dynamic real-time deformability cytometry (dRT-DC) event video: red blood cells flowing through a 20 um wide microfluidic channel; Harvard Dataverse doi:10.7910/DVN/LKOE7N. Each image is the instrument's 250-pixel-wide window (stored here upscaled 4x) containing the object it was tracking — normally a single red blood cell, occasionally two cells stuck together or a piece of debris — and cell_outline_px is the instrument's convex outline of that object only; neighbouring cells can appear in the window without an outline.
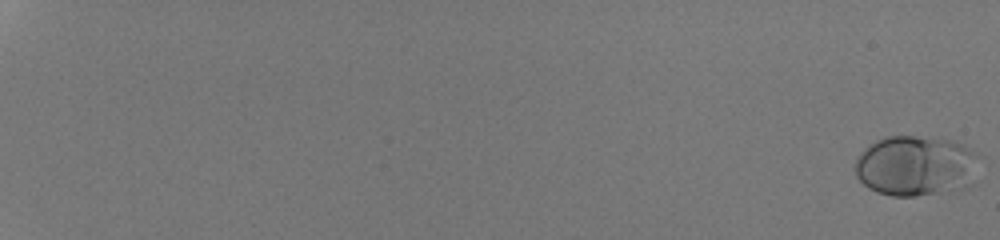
{"species": "human", "species_latin": "Homo sapiens", "temperature_condition": "room temperature", "stored_images_in_passage": 55, "camera_frame_rate_fps": 3000, "um_per_image_px": 0.085, "donor": {"sex": "male"}, "frame": {"image": 1, "passage_image": 1, "time_ms": 0.0, "image_size_px": [1000, 240], "cell_outline_px": [[984, 156], [968, 184], [960, 188], [916, 196], [892, 196], [876, 192], [868, 188], [856, 176], [856, 160], [860, 152], [868, 144], [876, 140], [888, 136], [916, 136], [952, 140], [964, 144], [980, 152]], "centroid_in_image_um": [77.87, 14.06], "position_along_channel_um": 7.1, "area_um2": 44.1}}
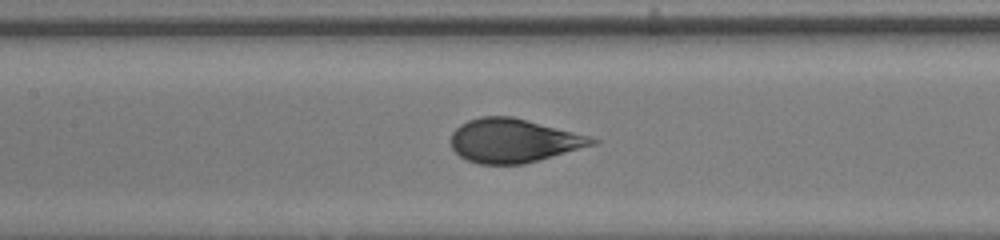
{"frame": {"image": 2, "passage_image": 32, "time_ms": 10.333, "image_size_px": [1000, 240], "cell_outline_px": [[600, 140], [596, 144], [524, 164], [480, 164], [468, 160], [460, 156], [452, 148], [452, 132], [460, 124], [468, 120], [480, 116], [512, 116], [592, 136]], "centroid_in_image_um": [43.67, 11.94], "position_along_channel_um": 163.7, "area_um2": 36.01}}
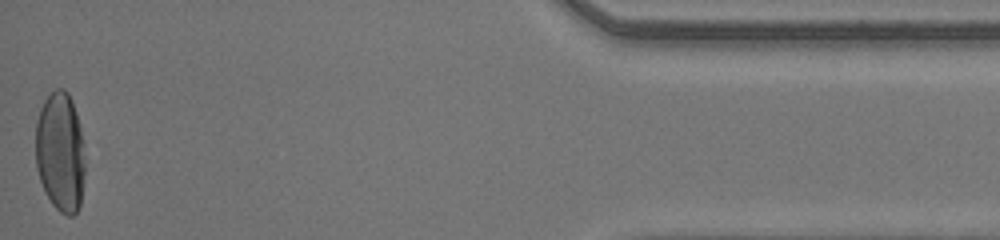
{"frame": {"image": 3, "passage_image": 55, "time_ms": 18.0, "image_size_px": [1000, 240], "cell_outline_px": [[84, 172], [80, 208], [72, 216], [68, 216], [60, 212], [52, 204], [44, 192], [36, 168], [36, 120], [40, 108], [44, 100], [56, 88], [64, 88], [68, 92], [72, 100], [76, 112], [84, 144]], "centroid_in_image_um": [5.12, 12.93], "position_along_channel_um": 430.1, "area_um2": 34.85}, "authors_computed_cell_mechanics": {"area_um2": 37.859, "velocity_mm_per_s": 4.2338, "shape_relaxation_time_tau1_ms": 3.5114, "shape_relaxation_time_tau2_ms": null, "deformation_change_tau1": 0.1726, "deformation_change_tau2": null}}